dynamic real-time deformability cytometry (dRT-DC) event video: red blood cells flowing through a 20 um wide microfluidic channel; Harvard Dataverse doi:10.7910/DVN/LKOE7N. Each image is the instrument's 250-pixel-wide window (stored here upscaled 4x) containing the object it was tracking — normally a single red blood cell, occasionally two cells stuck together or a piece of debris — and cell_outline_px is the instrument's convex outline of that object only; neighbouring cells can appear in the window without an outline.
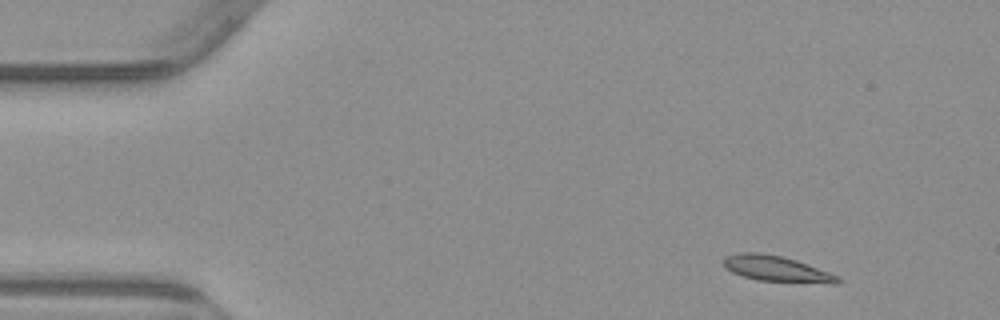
{"species": "common noctule bat (a hibernating species)", "species_latin": "Nyctalus noctula", "temperature_condition": "warm", "stored_images_in_passage": 4, "camera_frame_rate_fps": 3000, "um_per_image_px": 0.085, "animal": {"sex": "male", "body_mass_g": 23.1, "forearm_length_mm": 52.7}, "frame": {"image": 1, "passage_image": 1, "time_ms": 0.0, "image_size_px": [1000, 320], "cell_outline_px": [[844, 280], [840, 284], [832, 284], [760, 280], [744, 276], [732, 272], [724, 268], [724, 256], [740, 252], [756, 252], [780, 256], [796, 260], [808, 264], [840, 276]], "centroid_in_image_um": [66.07, 22.85], "position_along_channel_um": 18.9, "area_um2": 17.22}}
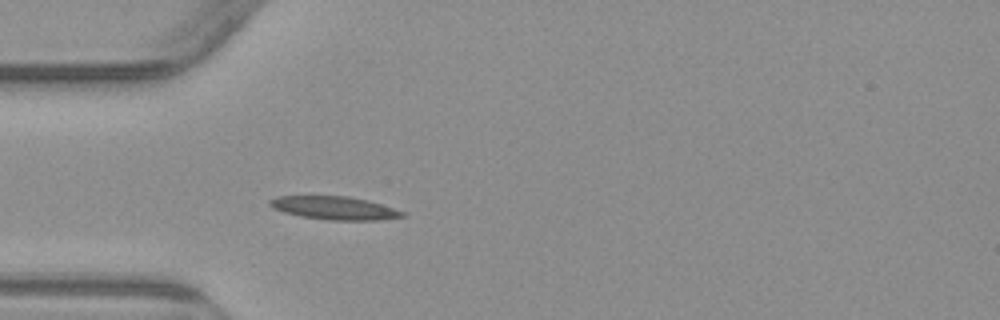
{"frame": {"image": 2, "passage_image": 4, "time_ms": 3.333, "image_size_px": [1000, 320], "cell_outline_px": [[408, 216], [380, 220], [328, 220], [300, 216], [284, 212], [272, 208], [268, 204], [268, 200], [276, 196], [348, 196], [368, 200], [404, 212]], "centroid_in_image_um": [28.4, 17.68], "position_along_channel_um": 56.6, "area_um2": 17.98}}